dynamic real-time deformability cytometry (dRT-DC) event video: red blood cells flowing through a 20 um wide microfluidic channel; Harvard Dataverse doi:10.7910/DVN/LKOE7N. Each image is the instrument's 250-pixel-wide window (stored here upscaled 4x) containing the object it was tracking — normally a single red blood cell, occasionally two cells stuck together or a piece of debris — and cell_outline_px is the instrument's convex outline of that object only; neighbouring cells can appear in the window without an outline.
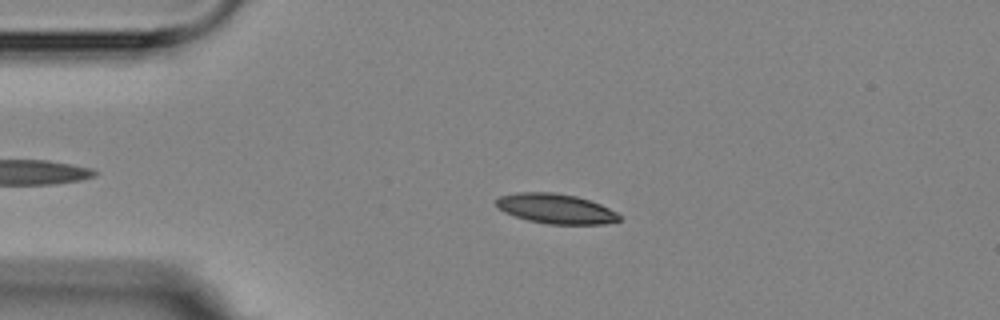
{"species": "Egyptian fruit bat (a non-hibernating species)", "species_latin": "Rousettus aegyptiacus", "temperature_condition": "room temperature", "stored_images_in_passage": 2, "camera_frame_rate_fps": 3000, "um_per_image_px": 0.085, "animal": {"sex": "female"}, "frame": {"image": 1, "passage_image": 2, "time_ms": 2.0, "image_size_px": [1000, 320], "cell_outline_px": [[620, 220], [604, 224], [548, 224], [528, 220], [504, 212], [496, 204], [496, 200], [500, 196], [516, 192], [552, 192], [576, 196], [600, 204], [616, 212], [620, 216]], "centroid_in_image_um": [47.24, 17.73], "position_along_channel_um": 37.8, "area_um2": 21.21}}